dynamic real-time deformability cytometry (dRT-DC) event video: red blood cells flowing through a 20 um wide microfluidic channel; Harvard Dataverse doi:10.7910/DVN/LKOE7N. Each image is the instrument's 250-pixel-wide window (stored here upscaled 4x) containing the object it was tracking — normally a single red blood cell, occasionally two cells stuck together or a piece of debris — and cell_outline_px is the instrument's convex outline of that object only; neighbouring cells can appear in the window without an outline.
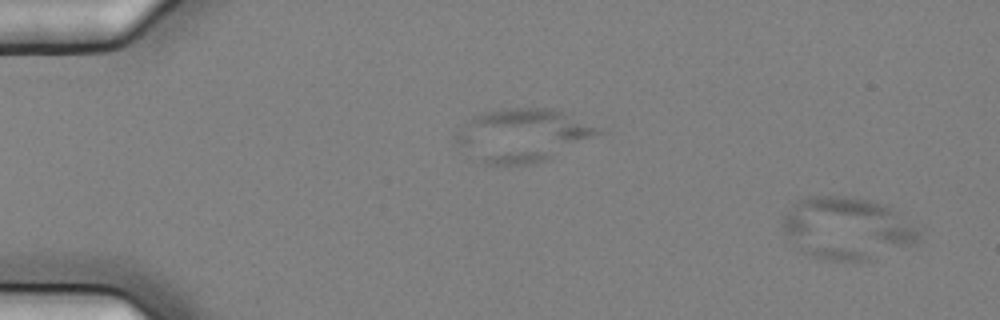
{"species": "common noctule bat (a hibernating species)", "species_latin": "Nyctalus noctula", "temperature_condition": "cold", "stored_images_in_passage": 4, "camera_frame_rate_fps": 3000, "um_per_image_px": 0.085, "animal": {"sex": "female", "body_mass_g": 25.1}, "frame": {"image": 1, "passage_image": 1, "time_ms": 0.0, "image_size_px": [1000, 320], "cell_outline_px": [[920, 236], [916, 244], [872, 260], [856, 264], [816, 260], [800, 252], [784, 232], [784, 216], [792, 204], [796, 200], [808, 196], [844, 196], [872, 200], [896, 212], [916, 228], [920, 232]], "centroid_in_image_um": [71.97, 19.48], "position_along_channel_um": 13.0, "area_um2": 50.29}}